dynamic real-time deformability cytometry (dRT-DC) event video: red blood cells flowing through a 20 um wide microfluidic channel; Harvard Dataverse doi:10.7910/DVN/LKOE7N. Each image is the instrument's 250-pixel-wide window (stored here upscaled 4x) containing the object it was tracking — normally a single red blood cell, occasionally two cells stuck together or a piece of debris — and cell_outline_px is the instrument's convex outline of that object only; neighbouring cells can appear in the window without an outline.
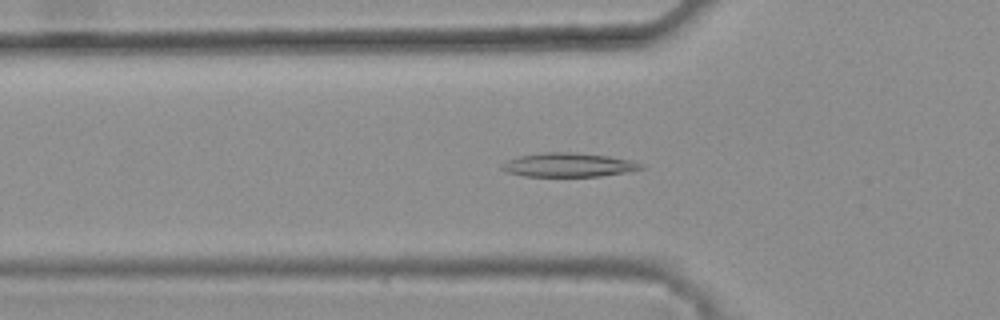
{"species": "common noctule bat (a hibernating species)", "species_latin": "Nyctalus noctula", "temperature_condition": "warm", "stored_images_in_passage": 45, "camera_frame_rate_fps": 3000, "um_per_image_px": 0.085, "animal": {"sex": "female", "body_mass_g": 25.1}, "frame": {"image": 1, "passage_image": 17, "time_ms": 5.333, "image_size_px": [1000, 320], "cell_outline_px": [[644, 168], [632, 172], [600, 176], [524, 176], [508, 172], [500, 168], [500, 164], [508, 160], [520, 156], [544, 152], [572, 152], [608, 156], [632, 160], [644, 164]], "centroid_in_image_um": [48.37, 14.02], "position_along_channel_um": 77.4, "area_um2": 19.54}}
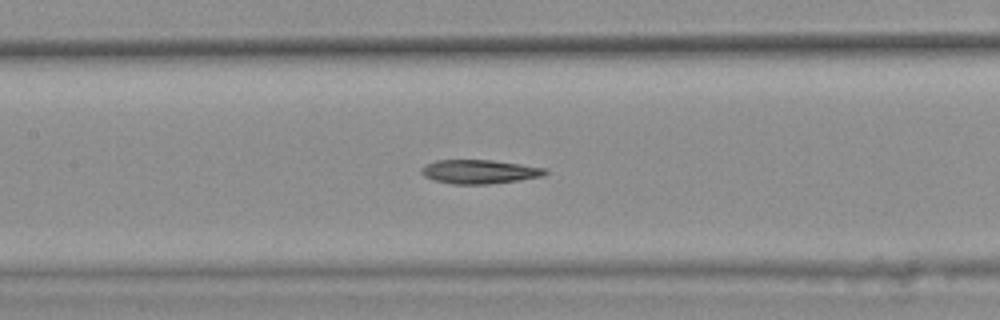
{"frame": {"image": 2, "passage_image": 24, "time_ms": 7.667, "image_size_px": [1000, 320], "cell_outline_px": [[548, 172], [544, 176], [520, 180], [488, 184], [452, 184], [432, 180], [424, 176], [420, 172], [420, 168], [424, 164], [436, 160], [492, 160], [548, 168]], "centroid_in_image_um": [40.74, 14.59], "position_along_channel_um": 166.7, "area_um2": 17.51}}
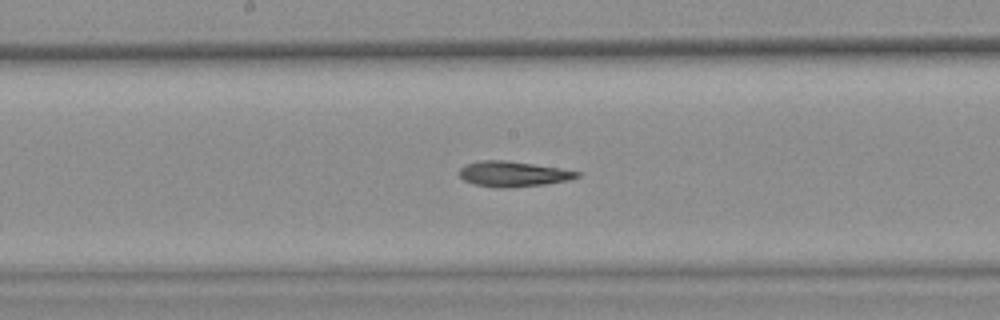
{"frame": {"image": 3, "passage_image": 27, "time_ms": 8.667, "image_size_px": [1000, 320], "cell_outline_px": [[580, 176], [572, 180], [544, 184], [508, 188], [496, 188], [476, 184], [464, 180], [460, 176], [460, 168], [464, 164], [480, 160], [504, 160], [560, 168], [580, 172]], "centroid_in_image_um": [43.62, 14.79], "position_along_channel_um": 204.6, "area_um2": 17.4}}